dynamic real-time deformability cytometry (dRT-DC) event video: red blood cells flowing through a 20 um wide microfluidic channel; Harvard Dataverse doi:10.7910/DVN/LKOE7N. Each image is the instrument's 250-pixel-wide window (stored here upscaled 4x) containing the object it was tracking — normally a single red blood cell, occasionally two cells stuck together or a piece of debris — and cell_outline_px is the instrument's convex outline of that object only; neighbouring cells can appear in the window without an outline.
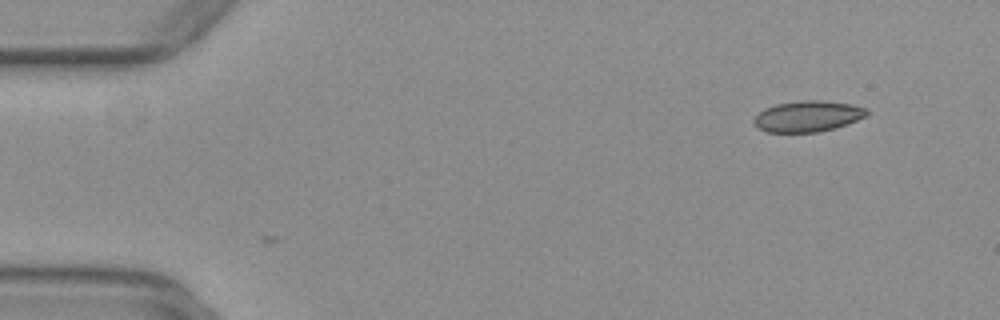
{"species": "common noctule bat (a hibernating species)", "species_latin": "Nyctalus noctula", "temperature_condition": "warm", "stored_images_in_passage": 2, "camera_frame_rate_fps": 3000, "um_per_image_px": 0.085, "animal": {"sex": "female", "body_mass_g": 29.2, "forearm_length_mm": 56.3}, "frame": {"image": 1, "passage_image": 2, "time_ms": 0.333, "image_size_px": [1000, 320], "cell_outline_px": [[868, 116], [848, 124], [816, 132], [768, 132], [760, 128], [752, 120], [764, 108], [776, 104], [804, 100], [820, 100], [848, 104], [868, 108]], "centroid_in_image_um": [68.69, 9.88], "position_along_channel_um": 16.3, "area_um2": 20.17}}